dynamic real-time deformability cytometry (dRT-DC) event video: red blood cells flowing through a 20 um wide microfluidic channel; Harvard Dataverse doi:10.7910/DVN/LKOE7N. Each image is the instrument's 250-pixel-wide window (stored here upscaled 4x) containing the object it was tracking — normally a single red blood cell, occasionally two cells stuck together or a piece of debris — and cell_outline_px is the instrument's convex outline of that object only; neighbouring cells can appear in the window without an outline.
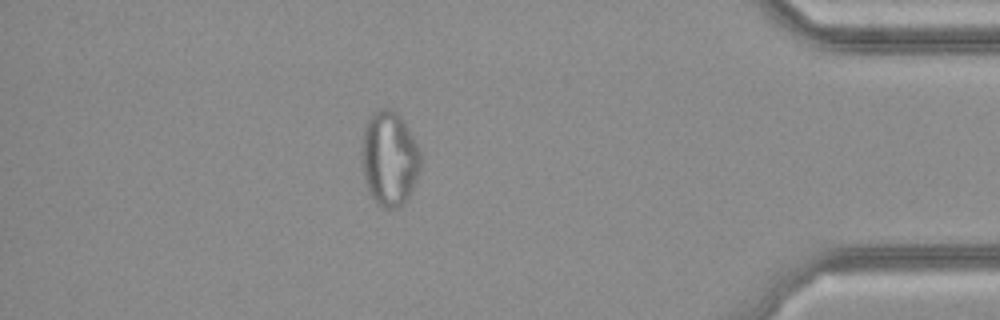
{"species": "common noctule bat (a hibernating species)", "species_latin": "Nyctalus noctula", "temperature_condition": "cold", "stored_images_in_passage": 31, "camera_frame_rate_fps": 3000, "um_per_image_px": 0.085, "animal": {"sex": "female", "body_mass_g": 21.9}, "frame": {"image": 1, "passage_image": 27, "time_ms": 8.667, "image_size_px": [1000, 320], "cell_outline_px": [[420, 168], [412, 188], [404, 204], [396, 208], [384, 208], [376, 204], [368, 192], [364, 180], [360, 144], [364, 128], [368, 116], [372, 112], [380, 108], [392, 108], [404, 120], [420, 148]], "centroid_in_image_um": [33.07, 13.44], "position_along_channel_um": 402.1, "area_um2": 33.12}}